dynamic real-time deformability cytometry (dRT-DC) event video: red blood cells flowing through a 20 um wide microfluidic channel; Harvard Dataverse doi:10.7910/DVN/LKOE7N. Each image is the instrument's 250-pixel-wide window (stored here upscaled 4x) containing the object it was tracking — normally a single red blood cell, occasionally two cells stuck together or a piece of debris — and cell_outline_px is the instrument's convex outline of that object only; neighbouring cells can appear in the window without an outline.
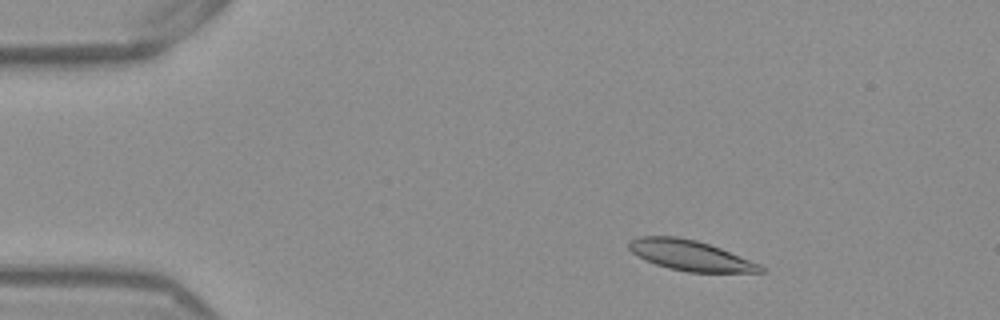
{"species": "Egyptian fruit bat (a non-hibernating species)", "species_latin": "Rousettus aegyptiacus", "temperature_condition": "warm", "stored_images_in_passage": 51, "camera_frame_rate_fps": 3000, "um_per_image_px": 0.085, "frame": {"image": 1, "passage_image": 7, "time_ms": 2.0, "image_size_px": [1000, 320], "cell_outline_px": [[764, 272], [688, 272], [668, 268], [644, 260], [632, 252], [628, 248], [628, 240], [640, 236], [676, 236], [696, 240], [720, 248], [760, 264], [764, 268]], "centroid_in_image_um": [58.63, 21.7], "position_along_channel_um": 26.4, "area_um2": 23.18}}
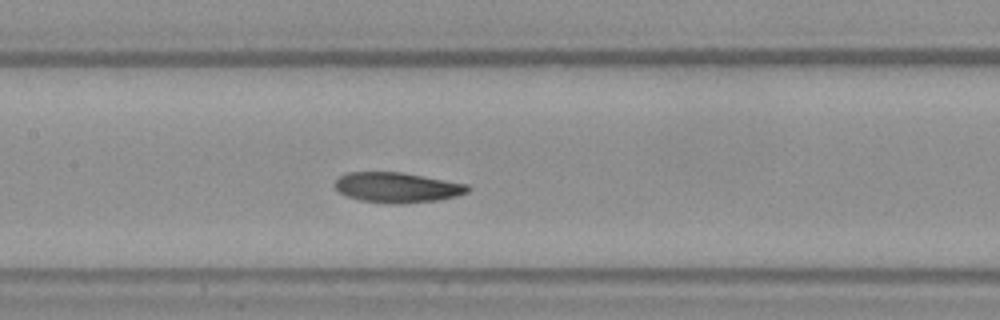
{"frame": {"image": 2, "passage_image": 24, "time_ms": 7.667, "image_size_px": [1000, 320], "cell_outline_px": [[468, 192], [456, 196], [436, 200], [404, 204], [388, 204], [360, 200], [348, 196], [340, 192], [336, 188], [336, 180], [340, 176], [348, 172], [400, 172], [468, 184]], "centroid_in_image_um": [33.75, 15.94], "position_along_channel_um": 173.6, "area_um2": 23.18}}
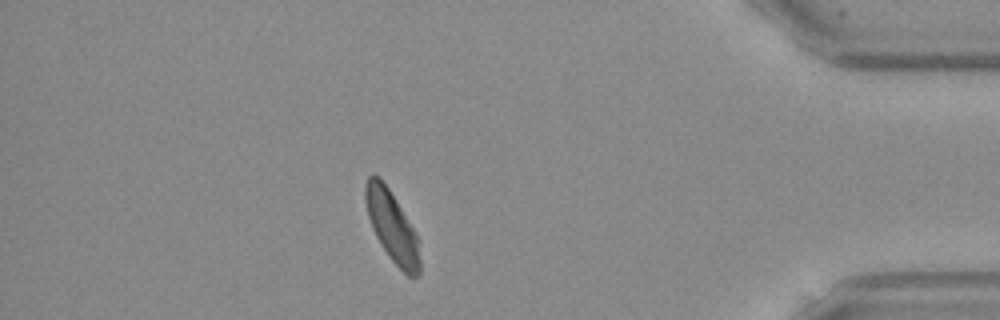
{"frame": {"image": 3, "passage_image": 45, "time_ms": 14.667, "image_size_px": [1000, 320], "cell_outline_px": [[420, 272], [416, 276], [408, 276], [388, 256], [376, 236], [372, 228], [368, 216], [364, 200], [364, 184], [368, 176], [372, 172], [380, 176], [388, 188], [420, 240]], "centroid_in_image_um": [33.3, 19.22], "position_along_channel_um": 401.9, "area_um2": 22.48}, "authors_computed_cell_mechanics": {"area_um2": 23.2356, "velocity_mm_per_s": 3.8515, "shape_relaxation_time_tau1_ms": 10.5965, "shape_relaxation_time_tau2_ms": null, "deformation_change_tau1": 0.22, "deformation_change_tau2": null}}